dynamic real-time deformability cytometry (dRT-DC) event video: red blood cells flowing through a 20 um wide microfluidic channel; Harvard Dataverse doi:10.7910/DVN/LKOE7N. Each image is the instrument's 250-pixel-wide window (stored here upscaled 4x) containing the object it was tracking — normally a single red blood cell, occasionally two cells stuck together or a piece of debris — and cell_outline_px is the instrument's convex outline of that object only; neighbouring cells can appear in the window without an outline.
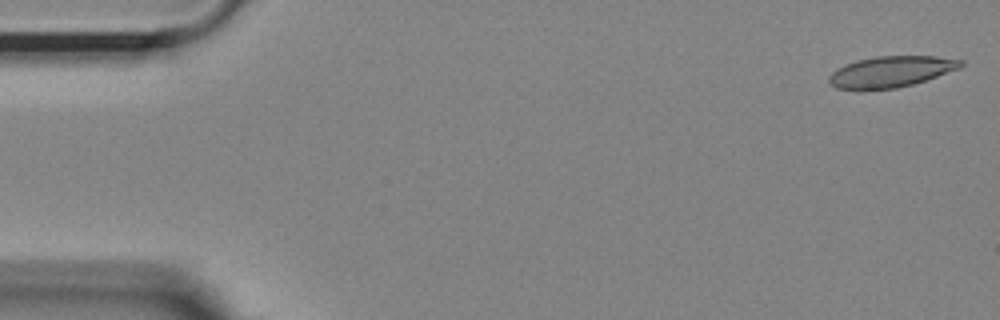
{"species": "Egyptian fruit bat (a non-hibernating species)", "species_latin": "Rousettus aegyptiacus", "temperature_condition": "room temperature", "stored_images_in_passage": 11, "camera_frame_rate_fps": 3000, "um_per_image_px": 0.085, "animal": {"sex": "female"}, "frame": {"image": 1, "passage_image": 1, "time_ms": 0.0, "image_size_px": [1000, 320], "cell_outline_px": [[964, 64], [960, 68], [912, 84], [896, 88], [860, 92], [836, 88], [828, 84], [828, 76], [836, 68], [844, 64], [856, 60], [876, 56], [936, 56], [964, 60]], "centroid_in_image_um": [75.63, 6.12], "position_along_channel_um": 9.4, "area_um2": 24.45}}